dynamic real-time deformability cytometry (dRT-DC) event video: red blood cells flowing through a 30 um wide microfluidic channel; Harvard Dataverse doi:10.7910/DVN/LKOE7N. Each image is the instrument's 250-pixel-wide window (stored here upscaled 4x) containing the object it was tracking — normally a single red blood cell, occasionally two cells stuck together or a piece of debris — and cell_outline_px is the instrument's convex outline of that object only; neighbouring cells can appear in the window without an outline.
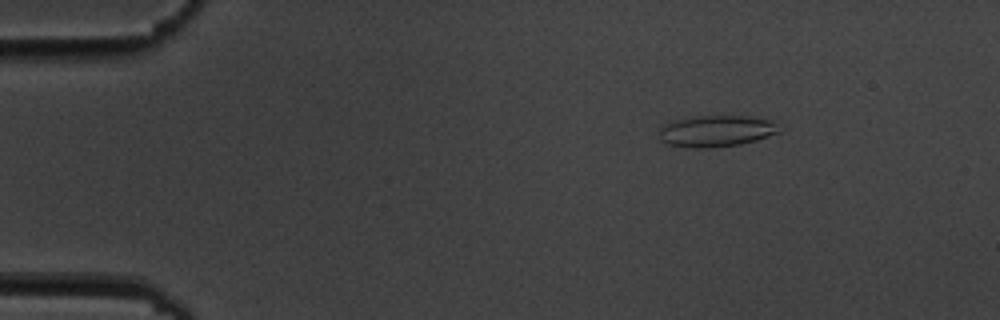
{"species": "common noctule bat (a hibernating species)", "species_latin": "Nyctalus noctula", "temperature_condition": "cold", "stored_images_in_passage": 9, "camera_frame_rate_fps": 3000, "um_per_image_px": 0.085, "animal": {"sex": "male", "body_mass_g": 19.5, "forearm_length_mm": 54.6}, "frame": {"image": 1, "passage_image": 1, "time_ms": 0.0, "image_size_px": [1000, 320], "cell_outline_px": [[784, 128], [780, 132], [756, 140], [740, 144], [708, 148], [688, 148], [668, 144], [660, 140], [660, 128], [664, 124], [672, 120], [696, 116], [748, 116], [768, 120]], "centroid_in_image_um": [60.87, 11.14], "position_along_channel_um": 24.1, "area_um2": 22.08}}
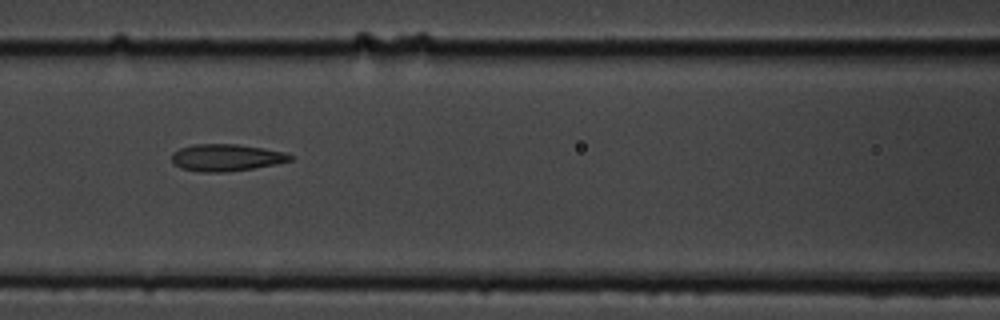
{"frame": {"image": 2, "passage_image": 6, "time_ms": 5.667, "image_size_px": [1000, 320], "cell_outline_px": [[292, 160], [276, 164], [252, 168], [224, 172], [204, 172], [180, 168], [172, 164], [172, 152], [180, 148], [192, 144], [236, 144], [264, 148], [288, 152], [292, 156]], "centroid_in_image_um": [19.22, 13.38], "position_along_channel_um": 147.4, "area_um2": 18.73}}
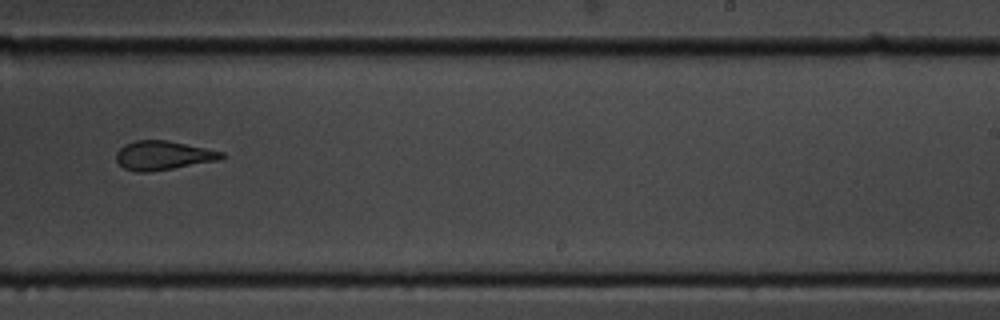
{"frame": {"image": 3, "passage_image": 9, "time_ms": 9.333, "image_size_px": [1000, 320], "cell_outline_px": [[228, 156], [220, 160], [148, 172], [136, 172], [124, 168], [116, 160], [116, 152], [124, 144], [136, 140], [168, 140], [224, 152]], "centroid_in_image_um": [13.88, 13.2], "position_along_channel_um": 275.1, "area_um2": 17.86}}